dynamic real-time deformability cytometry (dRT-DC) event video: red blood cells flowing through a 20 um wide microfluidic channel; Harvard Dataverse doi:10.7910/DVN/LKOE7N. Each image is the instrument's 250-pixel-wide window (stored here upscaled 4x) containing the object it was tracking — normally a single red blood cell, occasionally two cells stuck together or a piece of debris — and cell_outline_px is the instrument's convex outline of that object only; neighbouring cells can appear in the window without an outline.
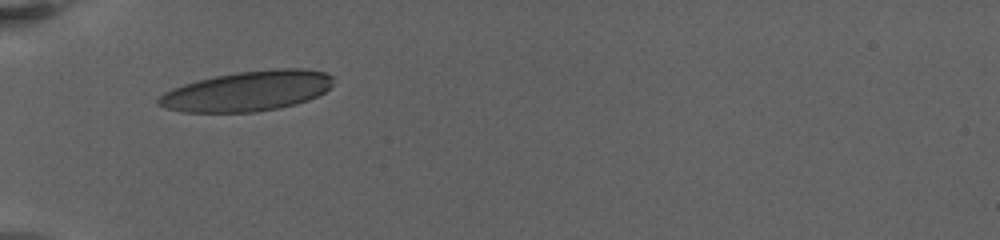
{"species": "human", "species_latin": "Homo sapiens", "temperature_condition": "warm", "stored_images_in_passage": 30, "camera_frame_rate_fps": 3000, "um_per_image_px": 0.085, "donor": {"sex": "female"}, "frame": {"image": 1, "passage_image": 1, "time_ms": 0.0, "image_size_px": [1000, 240], "cell_outline_px": [[336, 76], [332, 84], [324, 92], [308, 100], [296, 104], [280, 108], [256, 112], [180, 112], [164, 108], [156, 104], [156, 100], [164, 92], [172, 88], [196, 80], [236, 72], [276, 68], [304, 68], [324, 72]], "centroid_in_image_um": [21.03, 7.74], "position_along_channel_um": 64.0, "area_um2": 41.21}}
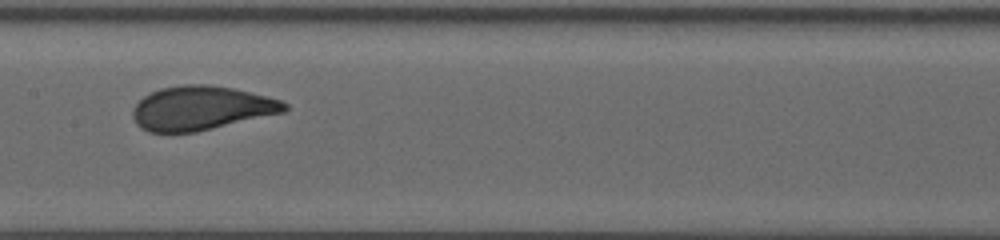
{"frame": {"image": 2, "passage_image": 14, "time_ms": 4.333, "image_size_px": [1000, 240], "cell_outline_px": [[288, 108], [284, 112], [196, 132], [148, 132], [136, 124], [132, 116], [132, 108], [144, 96], [160, 88], [184, 84], [208, 84], [232, 88], [280, 100], [288, 104]], "centroid_in_image_um": [17.07, 9.19], "position_along_channel_um": 190.3, "area_um2": 38.73}}
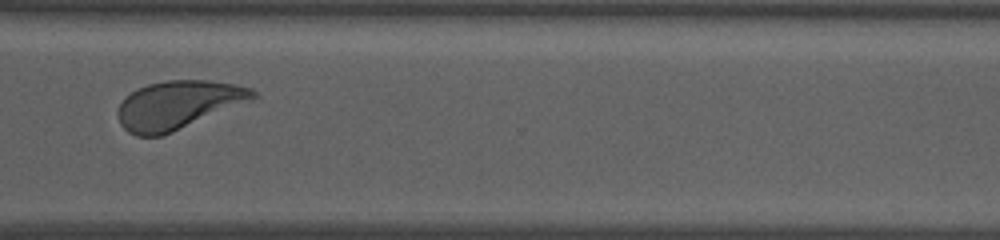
{"frame": {"image": 3, "passage_image": 25, "time_ms": 9.667, "image_size_px": [1000, 240], "cell_outline_px": [[256, 96], [252, 100], [172, 132], [160, 136], [136, 136], [128, 132], [120, 124], [116, 112], [120, 104], [136, 88], [148, 84], [168, 80], [208, 80], [236, 84], [252, 88], [256, 92]], "centroid_in_image_um": [15.13, 8.91], "position_along_channel_um": 355.5, "area_um2": 37.86}, "authors_computed_cell_mechanics": {"area_um2": 38.6393, "velocity_mm_per_s": 3.096, "shape_relaxation_time_tau1_ms": 3.5343, "shape_relaxation_time_tau2_ms": null, "deformation_change_tau1": 0.1576, "deformation_change_tau2": null}}